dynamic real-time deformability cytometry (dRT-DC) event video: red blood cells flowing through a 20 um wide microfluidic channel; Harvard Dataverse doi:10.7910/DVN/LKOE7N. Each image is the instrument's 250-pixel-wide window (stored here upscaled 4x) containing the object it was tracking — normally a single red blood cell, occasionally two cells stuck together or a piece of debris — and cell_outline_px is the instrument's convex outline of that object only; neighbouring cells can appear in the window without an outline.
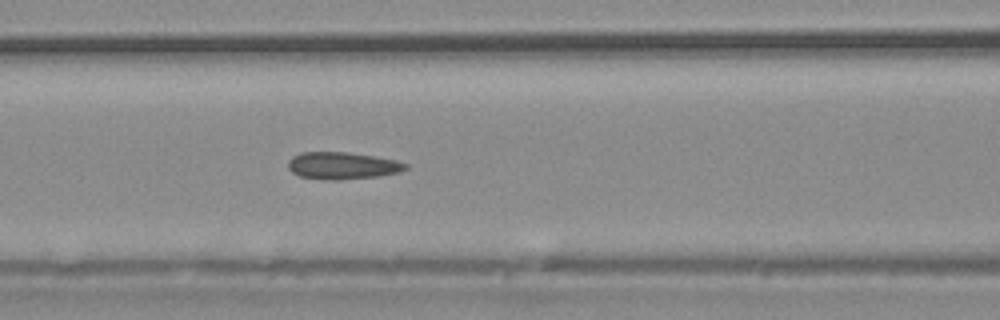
{"species": "common noctule bat (a hibernating species)", "species_latin": "Nyctalus noctula", "temperature_condition": "warm", "stored_images_in_passage": 28, "camera_frame_rate_fps": 3000, "um_per_image_px": 0.085, "animal": {"sex": "male", "body_mass_g": 20.4}, "frame": {"image": 1, "passage_image": 5, "time_ms": 1.333, "image_size_px": [1000, 320], "cell_outline_px": [[408, 168], [400, 172], [376, 176], [340, 180], [332, 180], [300, 176], [292, 172], [288, 168], [288, 160], [292, 156], [300, 152], [348, 152], [376, 156], [396, 160], [408, 164]], "centroid_in_image_um": [29.11, 14.07], "position_along_channel_um": 137.5, "area_um2": 18.61}}